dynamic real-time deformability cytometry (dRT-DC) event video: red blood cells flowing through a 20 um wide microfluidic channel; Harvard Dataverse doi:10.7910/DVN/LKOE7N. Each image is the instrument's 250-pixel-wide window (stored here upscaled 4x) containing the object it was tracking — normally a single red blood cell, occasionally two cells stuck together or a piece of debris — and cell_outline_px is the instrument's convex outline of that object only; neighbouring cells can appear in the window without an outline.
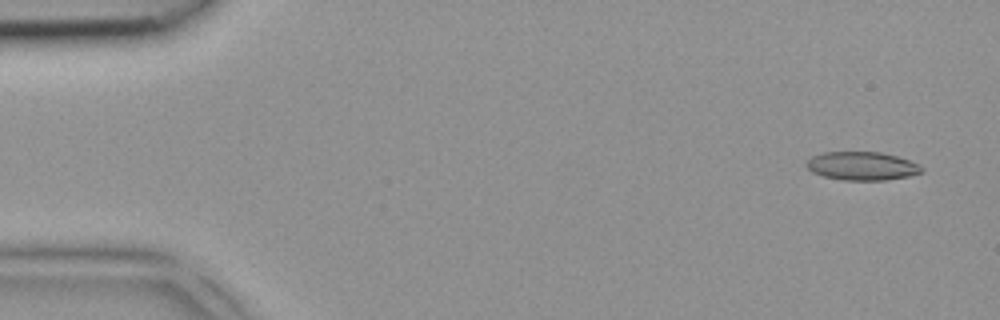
{"species": "common noctule bat (a hibernating species)", "species_latin": "Nyctalus noctula", "temperature_condition": "room temperature", "stored_images_in_passage": 3, "camera_frame_rate_fps": 3000, "um_per_image_px": 0.085, "animal": {"sex": "female", "body_mass_g": 18.4}, "frame": {"image": 1, "passage_image": 1, "time_ms": 0.0, "image_size_px": [1000, 320], "cell_outline_px": [[924, 172], [908, 176], [884, 180], [844, 180], [824, 176], [812, 172], [804, 164], [812, 156], [824, 152], [880, 152], [896, 156], [920, 164], [924, 168]], "centroid_in_image_um": [73.28, 14.11], "position_along_channel_um": 11.7, "area_um2": 19.07}}